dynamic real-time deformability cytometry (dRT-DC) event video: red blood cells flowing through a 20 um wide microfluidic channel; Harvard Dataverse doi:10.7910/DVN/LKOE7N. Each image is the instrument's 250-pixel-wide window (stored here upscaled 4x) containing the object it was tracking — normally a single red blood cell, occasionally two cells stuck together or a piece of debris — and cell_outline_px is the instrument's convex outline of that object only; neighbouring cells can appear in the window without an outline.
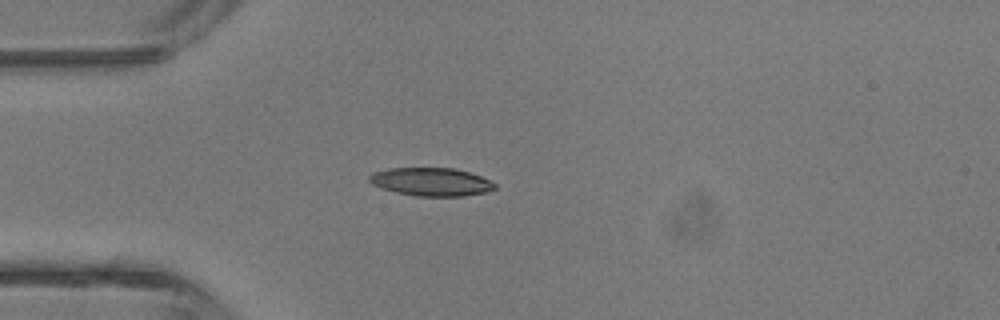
{"species": "common noctule bat (a hibernating species)", "species_latin": "Nyctalus noctula", "temperature_condition": "room temperature", "stored_images_in_passage": 2, "camera_frame_rate_fps": 3000, "um_per_image_px": 0.085, "animal": {"sex": "male", "body_mass_g": 13.3}, "frame": {"image": 1, "passage_image": 2, "time_ms": 1.333, "image_size_px": [1000, 320], "cell_outline_px": [[496, 188], [488, 192], [464, 196], [416, 196], [396, 192], [372, 184], [368, 180], [368, 176], [372, 172], [388, 168], [456, 168], [480, 176], [496, 184]], "centroid_in_image_um": [36.65, 15.45], "position_along_channel_um": 48.4, "area_um2": 20.63}}